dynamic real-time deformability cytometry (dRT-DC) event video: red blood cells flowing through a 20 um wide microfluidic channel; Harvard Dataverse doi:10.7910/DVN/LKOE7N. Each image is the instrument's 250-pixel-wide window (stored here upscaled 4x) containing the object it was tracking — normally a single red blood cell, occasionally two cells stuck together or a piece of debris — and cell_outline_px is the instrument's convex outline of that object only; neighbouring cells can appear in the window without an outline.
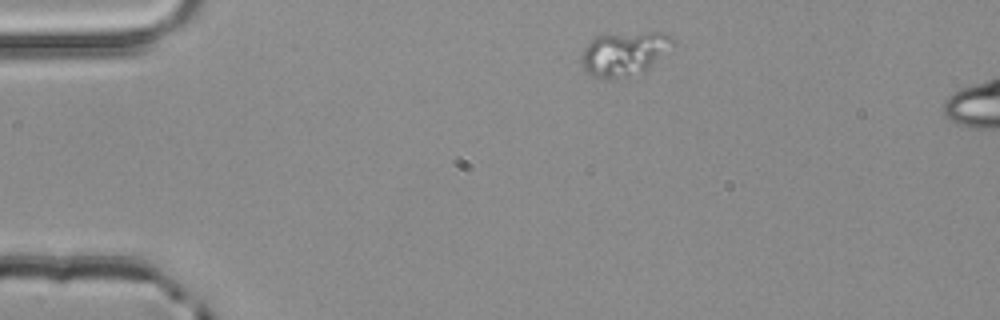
{"species": "common noctule bat (a hibernating species)", "species_latin": "Nyctalus noctula", "temperature_condition": "room temperature", "stored_images_in_passage": 3, "segment_of_instrument_passage": [1, 2], "camera_frame_rate_fps": 3000, "um_per_image_px": 0.085, "animal": {"sex": "male", "body_mass_g": 20.4}, "frame": {"image": 1, "passage_image": 1, "time_ms": 0.0, "image_size_px": [1000, 320], "cell_outline_px": [[676, 40], [644, 72], [628, 76], [608, 80], [592, 76], [580, 64], [580, 56], [584, 48], [596, 36], [644, 32], [664, 32], [672, 36]], "centroid_in_image_um": [53.02, 4.57], "position_along_channel_um": 32.0, "area_um2": 23.24}}